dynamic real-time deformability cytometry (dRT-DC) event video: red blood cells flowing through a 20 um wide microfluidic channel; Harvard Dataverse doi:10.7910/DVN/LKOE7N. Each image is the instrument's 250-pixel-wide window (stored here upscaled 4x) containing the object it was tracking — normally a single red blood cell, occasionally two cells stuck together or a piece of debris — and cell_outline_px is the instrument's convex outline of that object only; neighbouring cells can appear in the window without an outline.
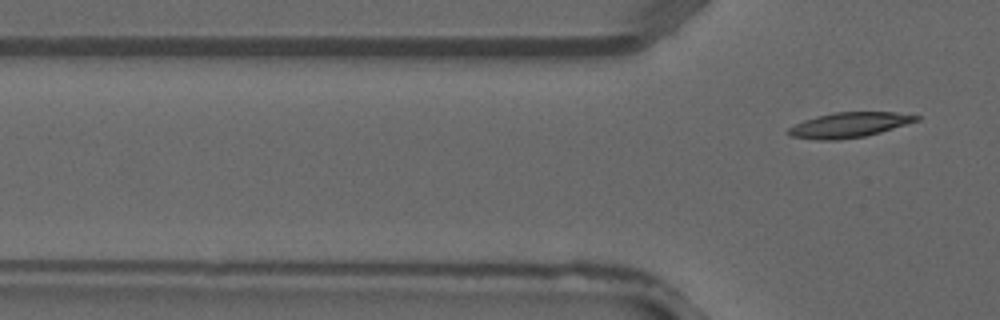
{"species": "common noctule bat (a hibernating species)", "species_latin": "Nyctalus noctula", "temperature_condition": "warm", "stored_images_in_passage": 4, "camera_frame_rate_fps": 3000, "um_per_image_px": 0.085, "animal": {"sex": "male", "forearm_length_mm": 52.5}, "frame": {"image": 1, "passage_image": 4, "time_ms": 1.0, "image_size_px": [1000, 320], "cell_outline_px": [[920, 120], [880, 132], [864, 136], [840, 140], [816, 140], [788, 136], [784, 132], [788, 128], [804, 120], [816, 116], [836, 112], [896, 112], [920, 116]], "centroid_in_image_um": [72.13, 10.63], "position_along_channel_um": 53.7, "area_um2": 18.79}}